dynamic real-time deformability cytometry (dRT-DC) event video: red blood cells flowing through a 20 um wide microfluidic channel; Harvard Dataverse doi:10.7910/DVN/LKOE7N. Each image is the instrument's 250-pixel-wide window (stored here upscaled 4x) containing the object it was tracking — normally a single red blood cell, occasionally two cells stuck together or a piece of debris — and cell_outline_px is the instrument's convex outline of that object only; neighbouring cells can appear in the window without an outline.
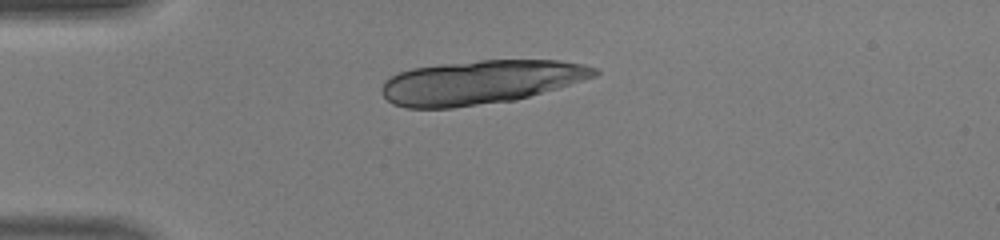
{"species": "human", "species_latin": "Homo sapiens", "temperature_condition": "warm", "stored_images_in_passage": 34, "camera_frame_rate_fps": 3000, "um_per_image_px": 0.085, "donor": {"sex": "male"}, "frame": {"image": 1, "passage_image": 1, "time_ms": 0.0, "image_size_px": [1000, 240], "cell_outline_px": [[600, 72], [596, 76], [516, 100], [452, 108], [404, 108], [392, 104], [380, 92], [380, 88], [384, 80], [388, 76], [412, 68], [440, 64], [480, 60], [560, 60], [584, 64], [600, 68]], "centroid_in_image_um": [40.81, 6.98], "position_along_channel_um": 44.2, "area_um2": 54.74}}